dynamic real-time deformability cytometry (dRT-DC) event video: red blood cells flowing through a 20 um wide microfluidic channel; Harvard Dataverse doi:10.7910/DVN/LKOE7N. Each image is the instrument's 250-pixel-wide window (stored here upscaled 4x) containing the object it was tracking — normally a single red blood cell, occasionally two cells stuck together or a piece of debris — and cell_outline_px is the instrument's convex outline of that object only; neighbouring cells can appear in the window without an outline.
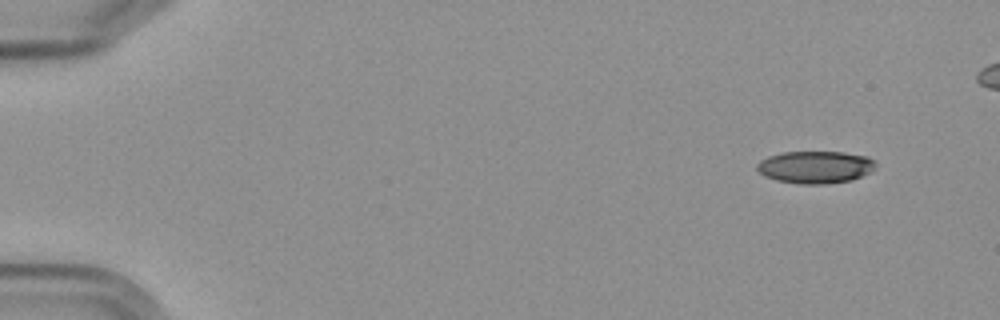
{"species": "Egyptian fruit bat (a non-hibernating species)", "species_latin": "Rousettus aegyptiacus", "temperature_condition": "cold", "stored_images_in_passage": 6, "camera_frame_rate_fps": 3000, "um_per_image_px": 0.085, "frame": {"image": 1, "passage_image": 1, "time_ms": 0.0, "image_size_px": [1000, 320], "cell_outline_px": [[876, 168], [872, 172], [852, 180], [824, 184], [800, 184], [776, 180], [764, 176], [756, 168], [756, 164], [760, 160], [768, 156], [780, 152], [844, 152], [868, 156], [876, 160]], "centroid_in_image_um": [69.33, 14.2], "position_along_channel_um": 15.7, "area_um2": 22.72}}